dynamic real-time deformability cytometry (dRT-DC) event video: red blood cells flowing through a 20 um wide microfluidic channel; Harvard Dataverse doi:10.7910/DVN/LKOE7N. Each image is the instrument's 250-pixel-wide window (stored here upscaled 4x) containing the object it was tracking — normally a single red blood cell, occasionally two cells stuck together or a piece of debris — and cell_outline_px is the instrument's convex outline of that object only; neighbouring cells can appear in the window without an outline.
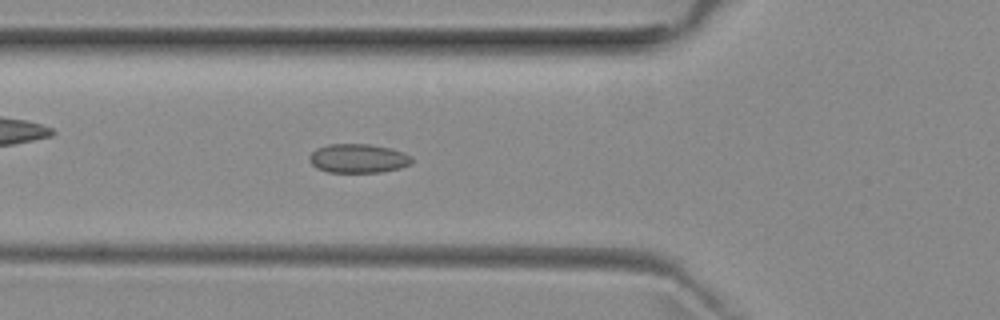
{"species": "common noctule bat (a hibernating species)", "species_latin": "Nyctalus noctula", "temperature_condition": "room temperature", "stored_images_in_passage": 49, "camera_frame_rate_fps": 3000, "um_per_image_px": 0.085, "animal": {"sex": "female", "body_mass_g": 29.2, "forearm_length_mm": 56.3}, "frame": {"image": 1, "passage_image": 16, "time_ms": 5.0, "image_size_px": [1000, 320], "cell_outline_px": [[412, 164], [400, 168], [380, 172], [328, 172], [316, 168], [308, 160], [308, 156], [316, 148], [328, 144], [368, 144], [392, 148], [404, 152], [412, 156]], "centroid_in_image_um": [30.45, 13.46], "position_along_channel_um": 95.4, "area_um2": 17.51}}
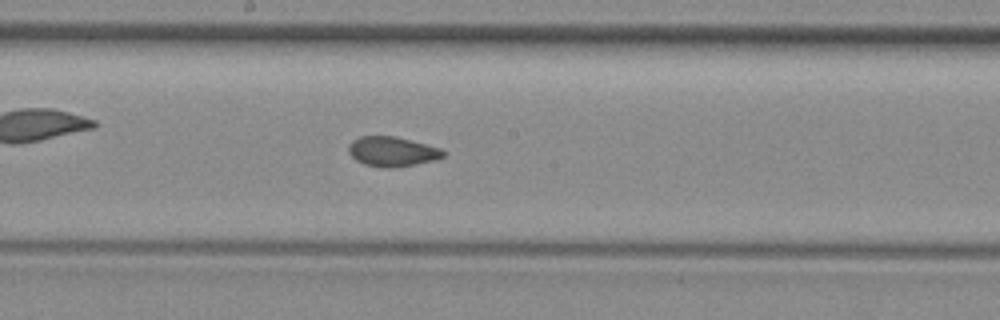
{"frame": {"image": 2, "passage_image": 25, "time_ms": 8.0, "image_size_px": [1000, 320], "cell_outline_px": [[444, 156], [436, 160], [416, 164], [392, 168], [384, 168], [364, 164], [356, 160], [348, 152], [348, 144], [352, 140], [360, 136], [396, 136], [440, 148], [444, 152]], "centroid_in_image_um": [33.31, 12.88], "position_along_channel_um": 214.9, "area_um2": 16.47}}
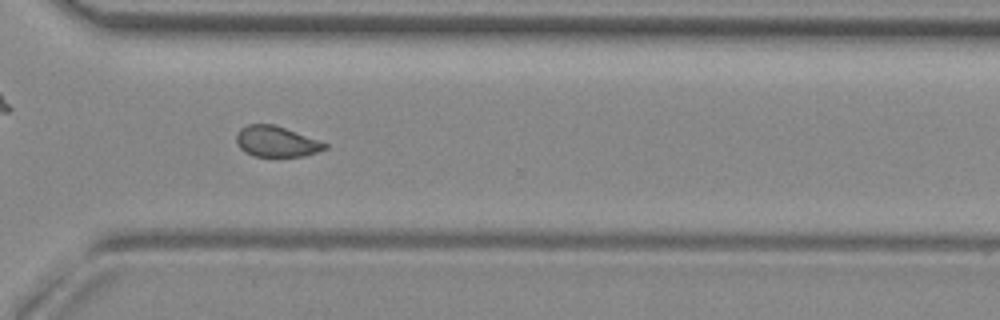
{"frame": {"image": 3, "passage_image": 35, "time_ms": 11.333, "image_size_px": [1000, 320], "cell_outline_px": [[328, 148], [304, 156], [256, 156], [244, 152], [236, 144], [236, 132], [240, 128], [248, 124], [272, 124], [296, 132], [328, 144]], "centroid_in_image_um": [23.44, 12.03], "position_along_channel_um": 347.2, "area_um2": 15.72}, "authors_computed_cell_mechanics": {"area_um2": 16.6464, "velocity_mm_per_s": 3.9785, "shape_relaxation_time_tau1_ms": null, "shape_relaxation_time_tau2_ms": 1.607, "deformation_change_tau1": null, "deformation_change_tau2": 0.0332}}